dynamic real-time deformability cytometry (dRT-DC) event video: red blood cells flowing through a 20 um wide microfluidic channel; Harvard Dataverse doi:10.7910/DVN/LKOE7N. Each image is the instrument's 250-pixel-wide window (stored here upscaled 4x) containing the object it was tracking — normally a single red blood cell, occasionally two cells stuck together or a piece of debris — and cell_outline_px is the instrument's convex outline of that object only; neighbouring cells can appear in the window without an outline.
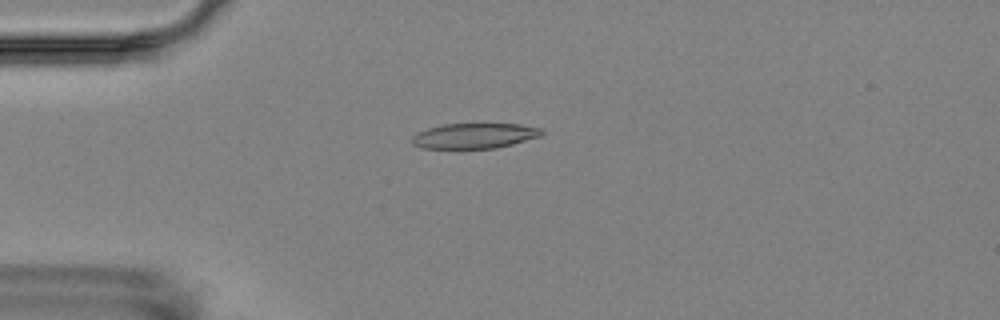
{"species": "Egyptian fruit bat (a non-hibernating species)", "species_latin": "Rousettus aegyptiacus", "temperature_condition": "room temperature", "stored_images_in_passage": 11, "camera_frame_rate_fps": 3000, "um_per_image_px": 0.085, "animal": {"sex": "female"}, "frame": {"image": 1, "passage_image": 4, "time_ms": 3.333, "image_size_px": [1000, 320], "cell_outline_px": [[544, 132], [540, 136], [512, 144], [496, 148], [424, 148], [412, 144], [412, 136], [416, 132], [428, 128], [444, 124], [520, 124], [540, 128]], "centroid_in_image_um": [40.31, 11.54], "position_along_channel_um": 44.7, "area_um2": 18.96}}
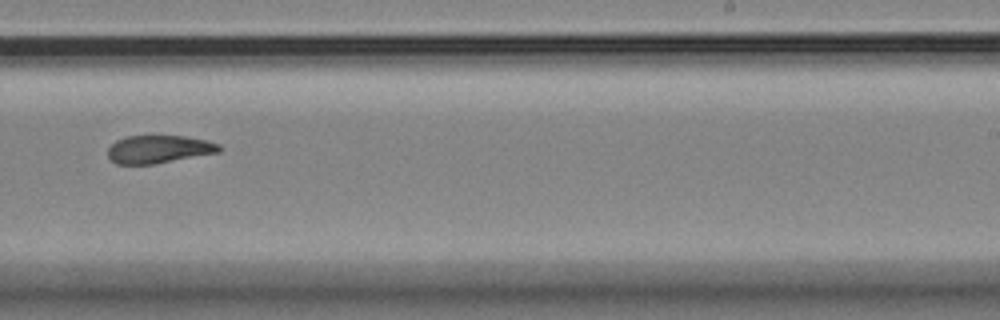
{"frame": {"image": 2, "passage_image": 10, "time_ms": 10.333, "image_size_px": [1000, 320], "cell_outline_px": [[220, 152], [156, 164], [116, 164], [108, 156], [108, 148], [116, 140], [124, 136], [152, 132], [184, 136], [204, 140], [220, 144]], "centroid_in_image_um": [13.46, 12.63], "position_along_channel_um": 275.5, "area_um2": 18.96}}
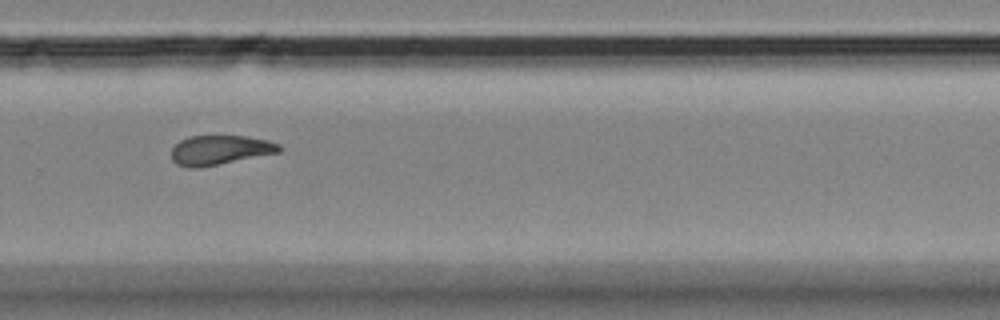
{"frame": {"image": 3, "passage_image": 11, "time_ms": 11.333, "image_size_px": [1000, 320], "cell_outline_px": [[284, 148], [280, 152], [220, 164], [196, 168], [188, 168], [176, 164], [172, 160], [172, 148], [180, 140], [188, 136], [244, 136], [268, 140], [280, 144]], "centroid_in_image_um": [18.71, 12.75], "position_along_channel_um": 311.1, "area_um2": 18.61}}